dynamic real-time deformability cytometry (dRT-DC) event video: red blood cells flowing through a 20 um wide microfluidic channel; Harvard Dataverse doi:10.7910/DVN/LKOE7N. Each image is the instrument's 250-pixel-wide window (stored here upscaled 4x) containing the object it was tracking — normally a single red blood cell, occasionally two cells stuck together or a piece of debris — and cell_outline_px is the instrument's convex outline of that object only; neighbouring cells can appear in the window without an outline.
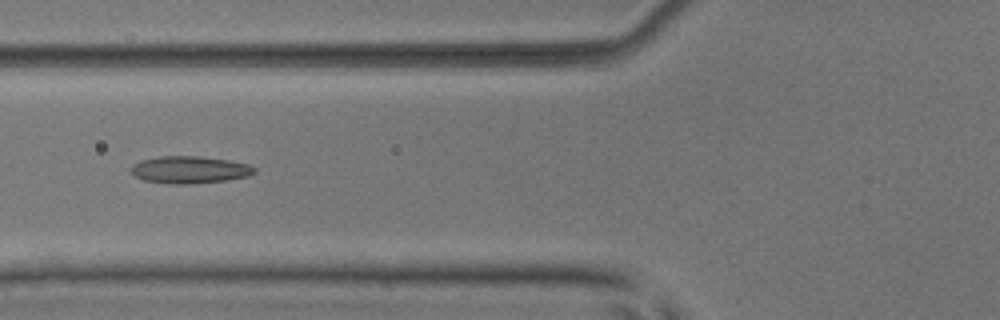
{"species": "common noctule bat (a hibernating species)", "species_latin": "Nyctalus noctula", "temperature_condition": "room temperature", "stored_images_in_passage": 6, "camera_frame_rate_fps": 3000, "um_per_image_px": 0.085, "animal": {"sex": "male", "body_mass_g": 17.9, "forearm_length_mm": 54.2}, "frame": {"image": 1, "passage_image": 6, "time_ms": 6.667, "image_size_px": [1000, 320], "cell_outline_px": [[256, 172], [248, 176], [224, 180], [192, 184], [172, 184], [144, 180], [136, 176], [132, 172], [132, 164], [140, 160], [160, 156], [200, 156], [228, 160], [248, 164], [256, 168]], "centroid_in_image_um": [16.12, 14.42], "position_along_channel_um": 109.7, "area_um2": 19.48}}